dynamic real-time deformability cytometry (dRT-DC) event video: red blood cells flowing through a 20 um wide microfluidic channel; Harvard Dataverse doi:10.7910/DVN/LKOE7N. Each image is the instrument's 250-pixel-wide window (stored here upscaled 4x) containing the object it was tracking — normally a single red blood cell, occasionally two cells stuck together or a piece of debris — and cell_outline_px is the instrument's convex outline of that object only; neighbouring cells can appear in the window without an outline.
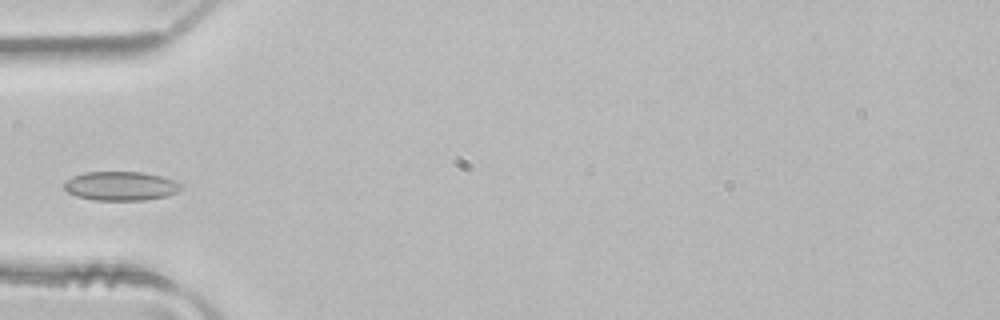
{"species": "common noctule bat (a hibernating species)", "species_latin": "Nyctalus noctula", "temperature_condition": "room temperature", "stored_images_in_passage": 3, "camera_frame_rate_fps": 3000, "um_per_image_px": 0.085, "animal": {"sex": "male", "body_mass_g": 21.5, "forearm_length_mm": 52.0}, "frame": {"image": 1, "passage_image": 3, "time_ms": 0.667, "image_size_px": [1000, 320], "cell_outline_px": [[184, 188], [180, 192], [168, 196], [144, 200], [92, 200], [76, 196], [68, 192], [64, 188], [64, 184], [72, 176], [84, 172], [144, 172], [164, 176], [184, 184]], "centroid_in_image_um": [10.35, 15.81], "position_along_channel_um": 74.7, "area_um2": 20.17}}